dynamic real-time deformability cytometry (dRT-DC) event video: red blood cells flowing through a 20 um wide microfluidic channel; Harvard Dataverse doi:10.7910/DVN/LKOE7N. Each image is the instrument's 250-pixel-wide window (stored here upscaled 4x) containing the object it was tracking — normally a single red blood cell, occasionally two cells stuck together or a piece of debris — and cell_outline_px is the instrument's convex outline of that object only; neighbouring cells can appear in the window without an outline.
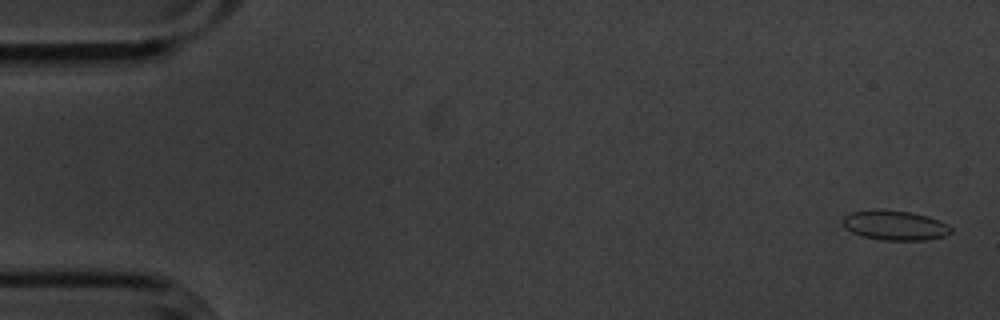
{"species": "common noctule bat (a hibernating species)", "species_latin": "Nyctalus noctula", "temperature_condition": "cold", "stored_images_in_passage": 40, "camera_frame_rate_fps": 3000, "um_per_image_px": 0.085, "animal": {"sex": "male", "body_mass_g": 20.1, "forearm_length_mm": 53.5}, "frame": {"image": 1, "passage_image": 2, "time_ms": 0.333, "image_size_px": [1000, 320], "cell_outline_px": [[952, 232], [944, 236], [924, 240], [884, 240], [860, 236], [844, 228], [844, 216], [852, 212], [912, 212], [928, 216], [940, 220], [948, 224], [952, 228]], "centroid_in_image_um": [76.14, 19.2], "position_along_channel_um": 8.9, "area_um2": 18.09}}
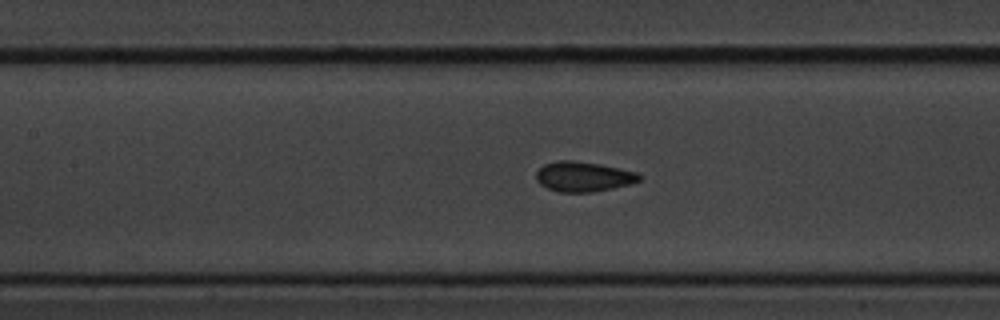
{"frame": {"image": 2, "passage_image": 25, "time_ms": 8.0, "image_size_px": [1000, 320], "cell_outline_px": [[640, 180], [632, 184], [592, 192], [560, 192], [548, 188], [540, 184], [536, 180], [536, 172], [544, 164], [556, 160], [572, 160], [600, 164], [636, 172], [640, 176]], "centroid_in_image_um": [49.56, 15.01], "position_along_channel_um": 157.8, "area_um2": 17.98}}
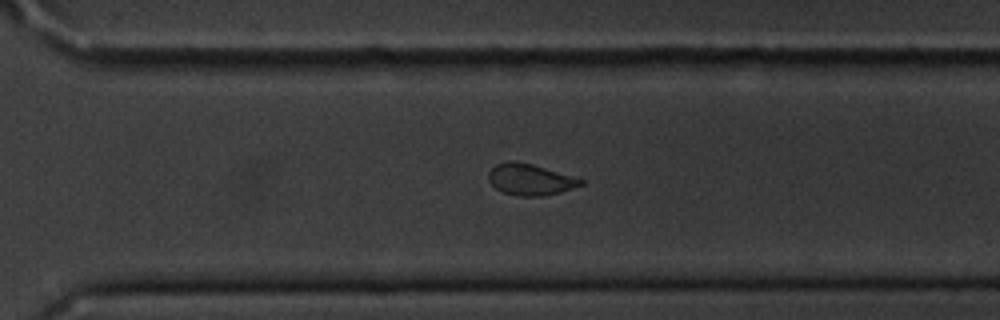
{"frame": {"image": 3, "passage_image": 39, "time_ms": 12.667, "image_size_px": [1000, 320], "cell_outline_px": [[584, 184], [560, 192], [544, 196], [520, 196], [504, 192], [496, 188], [488, 180], [488, 172], [496, 164], [508, 160], [516, 160], [532, 164], [572, 176], [584, 180]], "centroid_in_image_um": [45.04, 15.25], "position_along_channel_um": 325.6, "area_um2": 16.76}}